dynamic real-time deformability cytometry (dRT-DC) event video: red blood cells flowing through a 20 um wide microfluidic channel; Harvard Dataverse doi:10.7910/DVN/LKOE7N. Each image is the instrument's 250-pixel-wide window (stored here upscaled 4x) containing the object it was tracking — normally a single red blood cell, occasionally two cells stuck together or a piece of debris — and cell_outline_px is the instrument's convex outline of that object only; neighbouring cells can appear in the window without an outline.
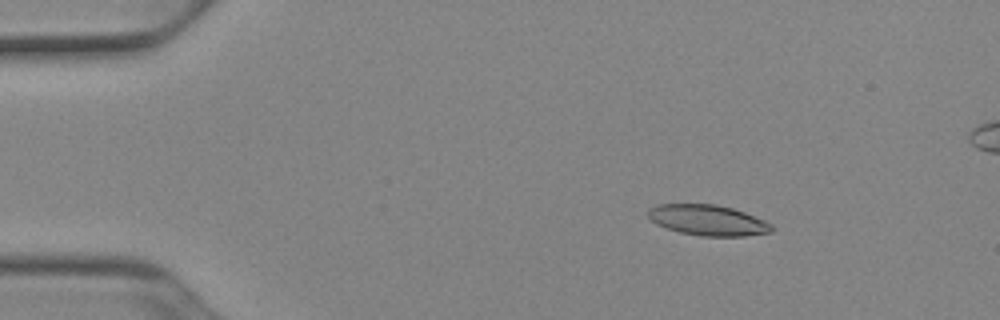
{"species": "Egyptian fruit bat (a non-hibernating species)", "species_latin": "Rousettus aegyptiacus", "temperature_condition": "cold", "stored_images_in_passage": 8, "camera_frame_rate_fps": 3000, "um_per_image_px": 0.085, "animal": {"sex": "female"}, "frame": {"image": 1, "passage_image": 1, "time_ms": 0.0, "image_size_px": [1000, 320], "cell_outline_px": [[776, 228], [772, 232], [744, 236], [700, 236], [680, 232], [656, 224], [648, 216], [648, 208], [656, 204], [716, 204], [732, 208], [744, 212], [764, 220], [772, 224]], "centroid_in_image_um": [60.19, 18.71], "position_along_channel_um": 24.8, "area_um2": 22.14}}